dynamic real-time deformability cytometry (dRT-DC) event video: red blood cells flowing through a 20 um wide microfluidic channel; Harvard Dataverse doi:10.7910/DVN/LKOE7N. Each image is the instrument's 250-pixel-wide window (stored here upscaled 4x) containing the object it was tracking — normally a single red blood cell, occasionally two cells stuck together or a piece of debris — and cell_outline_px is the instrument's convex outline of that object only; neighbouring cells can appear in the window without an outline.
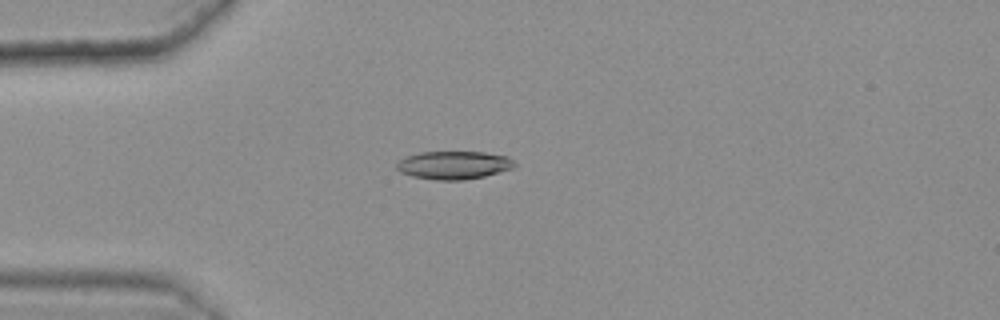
{"species": "common noctule bat (a hibernating species)", "species_latin": "Nyctalus noctula", "temperature_condition": "warm", "stored_images_in_passage": 22, "camera_frame_rate_fps": 3000, "um_per_image_px": 0.085, "animal": {"sex": "female", "body_mass_g": 25.1}, "frame": {"image": 1, "passage_image": 4, "time_ms": 1.0, "image_size_px": [1000, 320], "cell_outline_px": [[516, 168], [484, 176], [464, 180], [436, 180], [412, 176], [400, 172], [396, 168], [396, 164], [404, 156], [420, 152], [484, 152], [508, 156], [516, 164]], "centroid_in_image_um": [38.58, 14.03], "position_along_channel_um": 46.4, "area_um2": 19.48}}
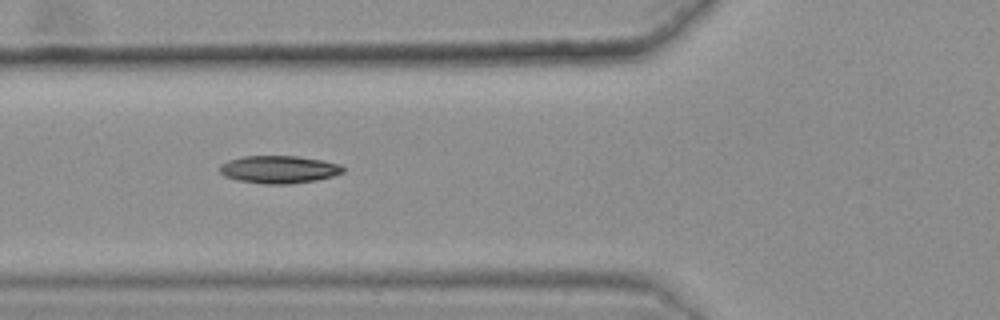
{"frame": {"image": 2, "passage_image": 10, "time_ms": 3.0, "image_size_px": [1000, 320], "cell_outline_px": [[344, 172], [332, 176], [316, 180], [288, 184], [264, 184], [236, 180], [224, 176], [220, 172], [220, 164], [228, 160], [244, 156], [296, 156], [320, 160], [340, 164], [344, 168]], "centroid_in_image_um": [23.68, 14.4], "position_along_channel_um": 102.1, "area_um2": 19.83}}